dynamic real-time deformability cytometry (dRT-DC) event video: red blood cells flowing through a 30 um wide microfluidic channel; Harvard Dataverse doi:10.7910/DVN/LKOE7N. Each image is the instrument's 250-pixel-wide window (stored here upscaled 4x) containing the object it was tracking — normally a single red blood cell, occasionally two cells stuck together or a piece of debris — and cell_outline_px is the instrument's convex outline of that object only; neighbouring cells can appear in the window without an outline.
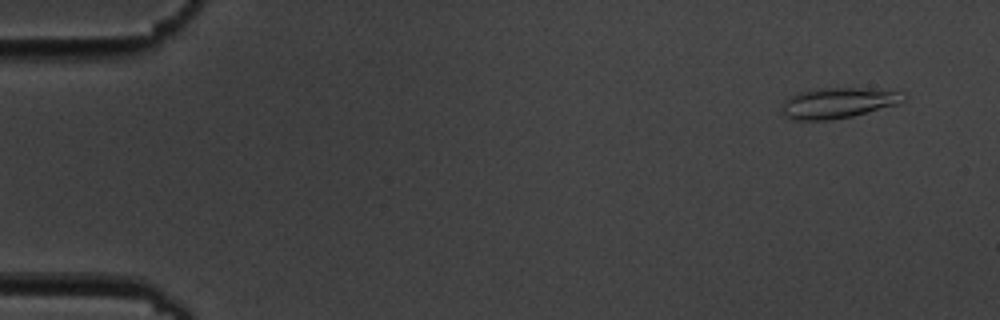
{"species": "common noctule bat (a hibernating species)", "species_latin": "Nyctalus noctula", "temperature_condition": "cold", "stored_images_in_passage": 8, "camera_frame_rate_fps": 3000, "um_per_image_px": 0.085, "animal": {"sex": "male", "body_mass_g": 19.5, "forearm_length_mm": 54.6}, "frame": {"image": 1, "passage_image": 2, "time_ms": 1.0, "image_size_px": [1000, 320], "cell_outline_px": [[908, 96], [904, 100], [896, 104], [852, 116], [832, 120], [792, 120], [784, 116], [780, 112], [780, 108], [784, 100], [788, 96], [796, 92], [816, 88], [860, 88], [896, 92]], "centroid_in_image_um": [71.09, 8.75], "position_along_channel_um": 13.9, "area_um2": 21.73}}
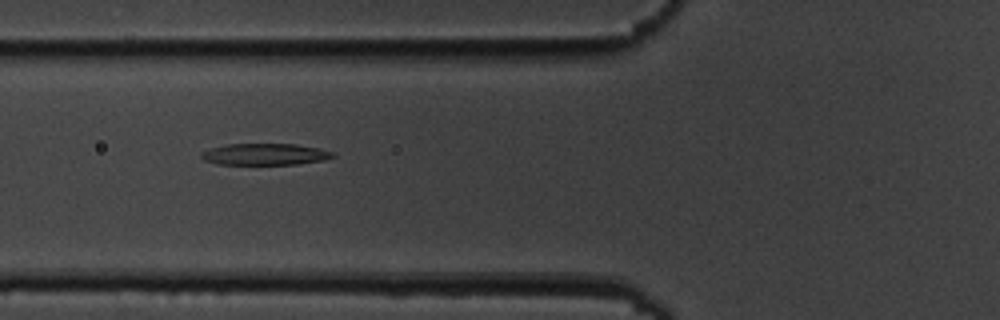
{"frame": {"image": 2, "passage_image": 7, "time_ms": 7.0, "image_size_px": [1000, 320], "cell_outline_px": [[336, 156], [324, 160], [296, 164], [216, 164], [204, 160], [200, 156], [200, 152], [224, 144], [296, 144], [316, 148], [332, 152]], "centroid_in_image_um": [22.48, 13.11], "position_along_channel_um": 103.3, "area_um2": 16.42}}
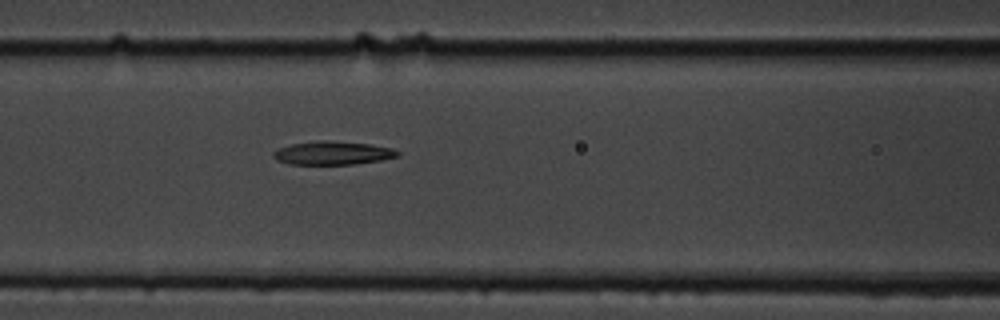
{"frame": {"image": 3, "passage_image": 8, "time_ms": 8.0, "image_size_px": [1000, 320], "cell_outline_px": [[400, 156], [380, 160], [352, 164], [288, 164], [276, 160], [272, 156], [272, 152], [276, 148], [292, 144], [316, 140], [324, 140], [368, 144], [392, 148], [400, 152]], "centroid_in_image_um": [28.22, 13.0], "position_along_channel_um": 138.4, "area_um2": 16.99}}